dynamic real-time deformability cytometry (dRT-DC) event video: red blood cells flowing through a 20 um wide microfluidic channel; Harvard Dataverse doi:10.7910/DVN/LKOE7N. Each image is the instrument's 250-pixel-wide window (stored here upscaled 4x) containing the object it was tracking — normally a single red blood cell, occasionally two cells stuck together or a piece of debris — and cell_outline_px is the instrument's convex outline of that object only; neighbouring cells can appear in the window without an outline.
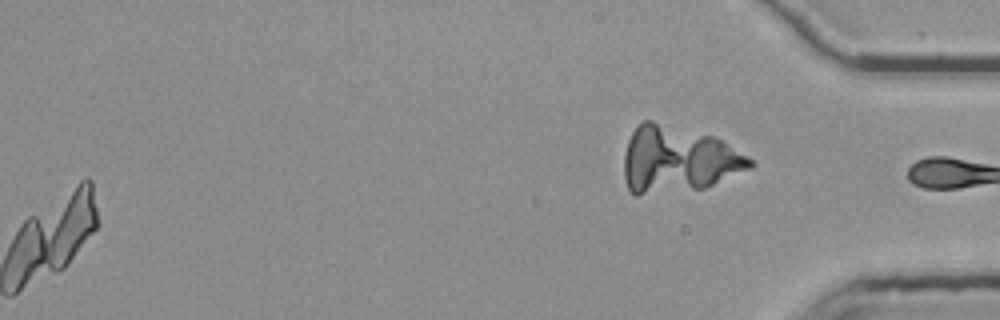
{"species": "common noctule bat (a hibernating species)", "species_latin": "Nyctalus noctula", "temperature_condition": "room temperature", "stored_images_in_passage": 54, "segment_of_instrument_passage": [2, 2], "camera_frame_rate_fps": 3000, "um_per_image_px": 0.085, "animal": {"sex": "female", "body_mass_g": 25.1}, "frame": {"image": 1, "passage_image": 54, "time_ms": 17.667, "image_size_px": [1000, 320], "cell_outline_px": [[756, 164], [752, 168], [704, 188], [636, 196], [628, 188], [624, 180], [624, 156], [628, 140], [632, 132], [644, 120], [652, 120], [712, 136], [720, 140], [752, 160]], "centroid_in_image_um": [57.59, 13.58], "position_along_channel_um": 377.6, "area_um2": 48.38}}